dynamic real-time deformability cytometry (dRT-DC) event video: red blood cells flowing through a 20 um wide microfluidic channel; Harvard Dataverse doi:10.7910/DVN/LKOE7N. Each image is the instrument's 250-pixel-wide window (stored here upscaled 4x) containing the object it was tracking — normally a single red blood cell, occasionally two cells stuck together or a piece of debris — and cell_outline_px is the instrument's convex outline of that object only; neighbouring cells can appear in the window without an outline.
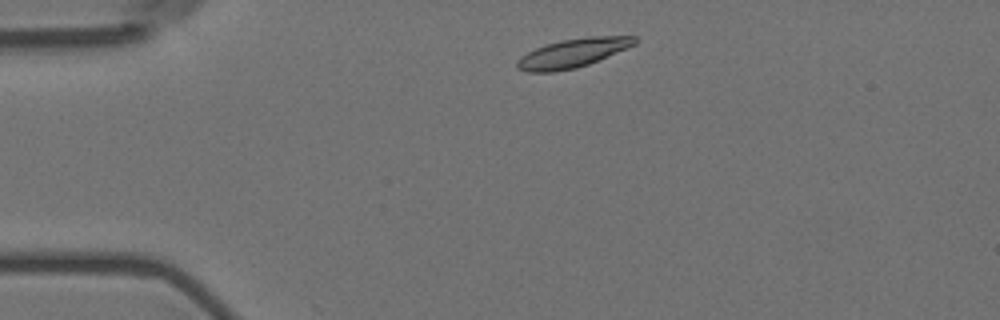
{"species": "Egyptian fruit bat (a non-hibernating species)", "species_latin": "Rousettus aegyptiacus", "temperature_condition": "room temperature", "stored_images_in_passage": 48, "camera_frame_rate_fps": 3000, "um_per_image_px": 0.085, "animal": {"sex": "female"}, "frame": {"image": 1, "passage_image": 3, "time_ms": 0.667, "image_size_px": [1000, 320], "cell_outline_px": [[640, 40], [636, 44], [588, 64], [576, 68], [552, 72], [528, 72], [516, 68], [516, 60], [520, 56], [536, 48], [560, 40], [588, 36], [636, 36]], "centroid_in_image_um": [48.68, 4.5], "position_along_channel_um": 36.3, "area_um2": 19.77}}
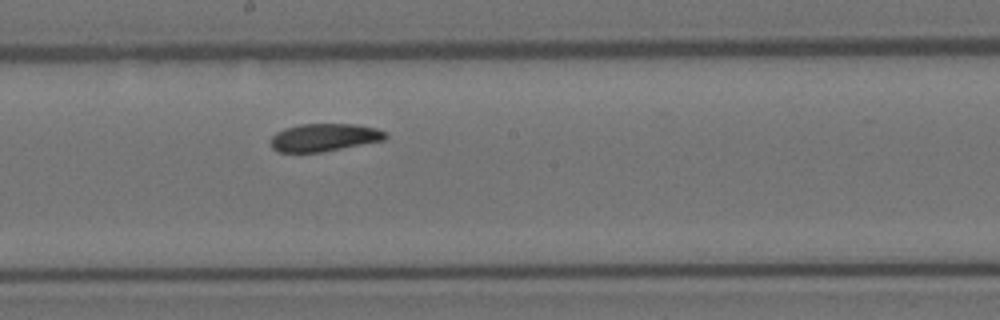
{"frame": {"image": 2, "passage_image": 22, "time_ms": 7.0, "image_size_px": [1000, 320], "cell_outline_px": [[388, 136], [384, 140], [324, 152], [280, 152], [272, 148], [268, 140], [276, 132], [284, 128], [300, 124], [356, 124], [376, 128], [388, 132]], "centroid_in_image_um": [27.55, 11.68], "position_along_channel_um": 220.6, "area_um2": 18.84}}
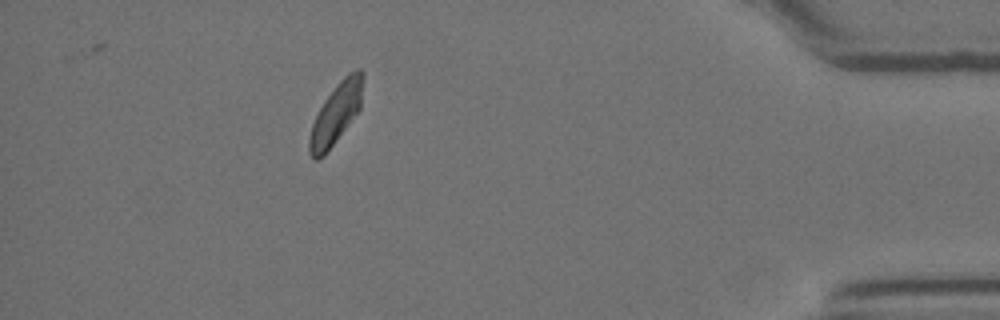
{"frame": {"image": 3, "passage_image": 42, "time_ms": 13.667, "image_size_px": [1000, 320], "cell_outline_px": [[364, 76], [360, 108], [324, 156], [316, 160], [308, 152], [308, 140], [312, 124], [324, 100], [336, 84], [348, 72], [356, 68], [360, 68], [364, 72]], "centroid_in_image_um": [28.56, 9.61], "position_along_channel_um": 406.6, "area_um2": 18.84}, "authors_computed_cell_mechanics": {"area_um2": 19.1607, "velocity_mm_per_s": 3.546, "shape_relaxation_time_tau1_ms": 5.5238, "shape_relaxation_time_tau2_ms": 6.9306, "deformation_change_tau1": 0.1356, "deformation_change_tau2": 0.1201}}